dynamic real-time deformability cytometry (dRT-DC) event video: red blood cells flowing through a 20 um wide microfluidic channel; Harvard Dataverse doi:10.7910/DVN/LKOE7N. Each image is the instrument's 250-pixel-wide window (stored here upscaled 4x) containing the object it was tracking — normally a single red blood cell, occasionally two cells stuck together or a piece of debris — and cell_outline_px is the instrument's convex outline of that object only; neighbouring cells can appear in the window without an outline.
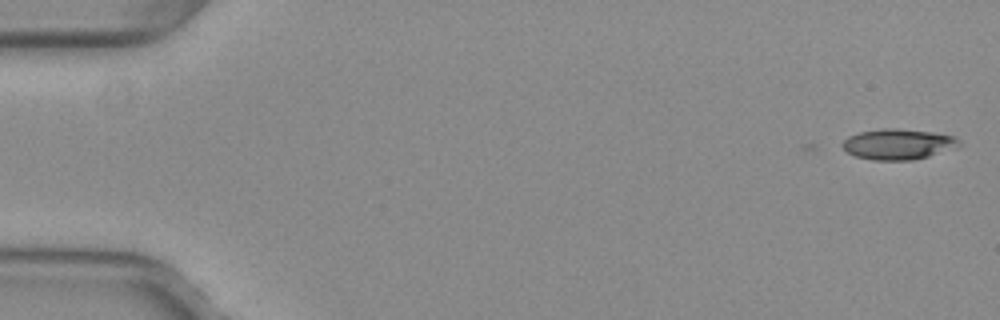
{"species": "common noctule bat (a hibernating species)", "species_latin": "Nyctalus noctula", "temperature_condition": "warm", "stored_images_in_passage": 4, "camera_frame_rate_fps": 3000, "um_per_image_px": 0.085, "animal": {"sex": "female", "body_mass_g": 29.2, "forearm_length_mm": 56.3}, "frame": {"image": 1, "passage_image": 1, "time_ms": 0.0, "image_size_px": [1000, 320], "cell_outline_px": [[960, 140], [956, 148], [928, 156], [912, 160], [872, 160], [856, 156], [848, 152], [840, 144], [848, 136], [860, 132], [884, 128], [896, 128], [932, 132], [956, 136]], "centroid_in_image_um": [76.34, 12.25], "position_along_channel_um": 8.7, "area_um2": 20.75}}